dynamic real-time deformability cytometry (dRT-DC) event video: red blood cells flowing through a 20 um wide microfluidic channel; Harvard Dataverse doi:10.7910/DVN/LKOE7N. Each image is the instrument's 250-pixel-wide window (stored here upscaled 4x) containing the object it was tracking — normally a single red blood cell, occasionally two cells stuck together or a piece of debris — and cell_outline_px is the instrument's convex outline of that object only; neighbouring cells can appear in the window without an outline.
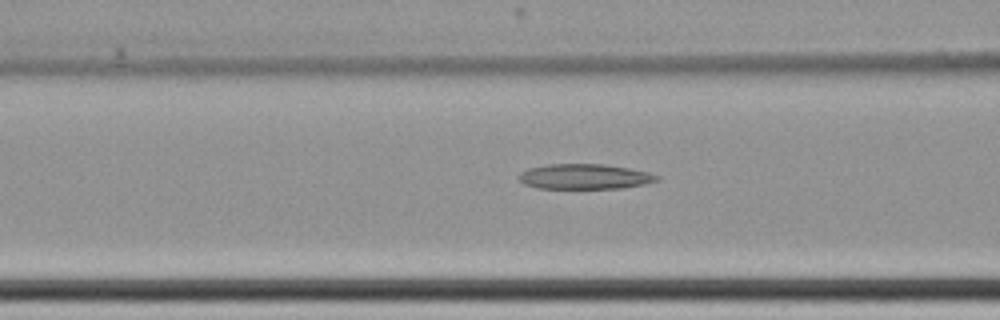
{"species": "common noctule bat (a hibernating species)", "species_latin": "Nyctalus noctula", "temperature_condition": "cold", "stored_images_in_passage": 33, "camera_frame_rate_fps": 3000, "um_per_image_px": 0.085, "animal": {"sex": "female", "body_mass_g": 22.7, "forearm_length_mm": 54.2}, "frame": {"image": 1, "passage_image": 24, "time_ms": 7.667, "image_size_px": [1000, 320], "cell_outline_px": [[660, 180], [644, 184], [624, 188], [536, 188], [524, 184], [516, 176], [520, 172], [528, 168], [548, 164], [604, 164], [628, 168], [648, 172], [660, 176]], "centroid_in_image_um": [49.68, 15.01], "position_along_channel_um": 116.9, "area_um2": 20.35}}
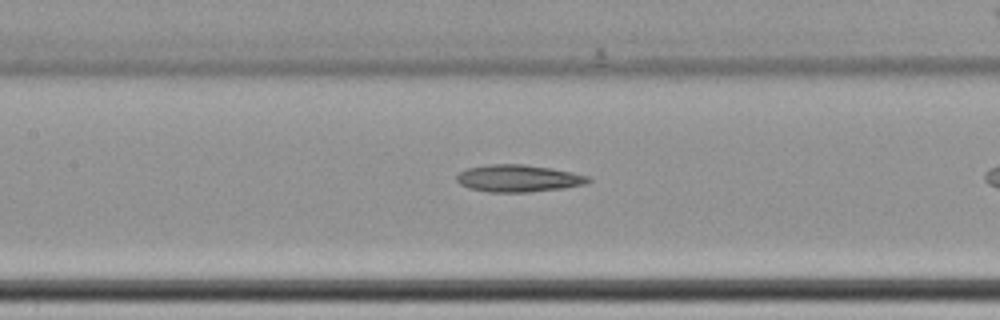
{"frame": {"image": 2, "passage_image": 28, "time_ms": 9.0, "image_size_px": [1000, 320], "cell_outline_px": [[592, 180], [584, 184], [564, 188], [528, 192], [488, 192], [468, 188], [460, 184], [456, 180], [456, 176], [460, 172], [468, 168], [492, 164], [524, 164], [552, 168], [572, 172], [588, 176]], "centroid_in_image_um": [44.06, 15.16], "position_along_channel_um": 163.3, "area_um2": 20.81}}